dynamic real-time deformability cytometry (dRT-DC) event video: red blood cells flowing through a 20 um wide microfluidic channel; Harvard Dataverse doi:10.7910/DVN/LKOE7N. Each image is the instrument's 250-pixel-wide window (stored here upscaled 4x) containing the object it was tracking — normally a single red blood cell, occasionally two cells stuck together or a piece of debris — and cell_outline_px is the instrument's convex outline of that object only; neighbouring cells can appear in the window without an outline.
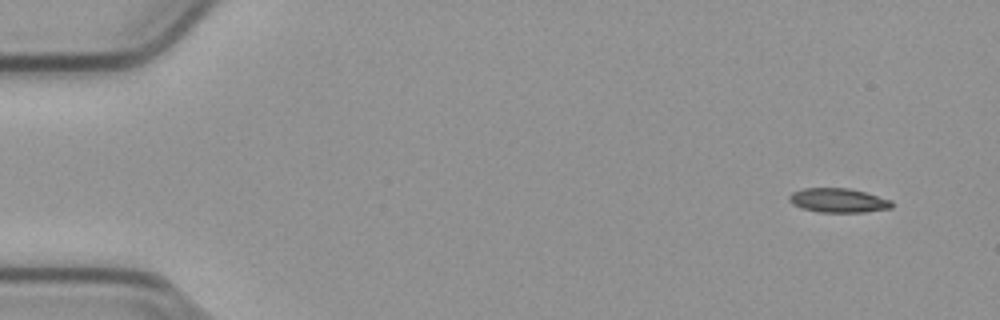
{"species": "common noctule bat (a hibernating species)", "species_latin": "Nyctalus noctula", "temperature_condition": "cold", "stored_images_in_passage": 51, "camera_frame_rate_fps": 3000, "um_per_image_px": 0.085, "animal": {"sex": "male", "body_mass_g": 23.1, "forearm_length_mm": 52.7}, "frame": {"image": 1, "passage_image": 1, "time_ms": 0.0, "image_size_px": [1000, 320], "cell_outline_px": [[892, 208], [864, 212], [820, 212], [800, 208], [792, 204], [788, 200], [788, 196], [792, 192], [804, 188], [848, 188], [864, 192], [892, 200]], "centroid_in_image_um": [71.22, 17.03], "position_along_channel_um": 13.8, "area_um2": 14.51}}
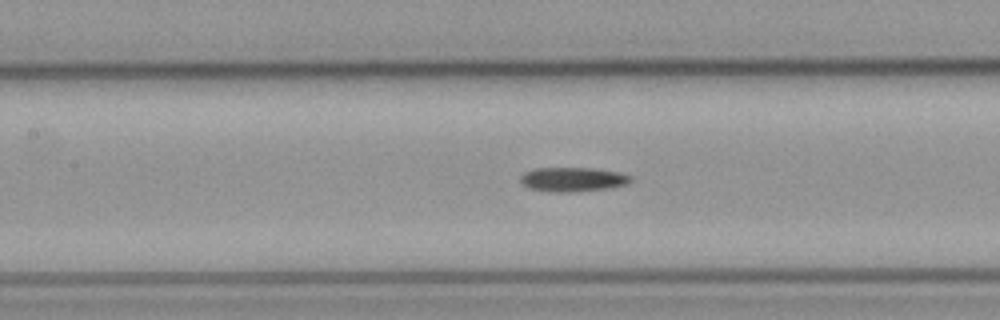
{"frame": {"image": 2, "passage_image": 22, "time_ms": 7.0, "image_size_px": [1000, 320], "cell_outline_px": [[632, 180], [628, 184], [608, 188], [568, 192], [556, 192], [528, 188], [520, 180], [520, 176], [524, 172], [532, 168], [592, 168], [620, 172], [632, 176]], "centroid_in_image_um": [48.69, 15.23], "position_along_channel_um": 158.7, "area_um2": 15.61}}
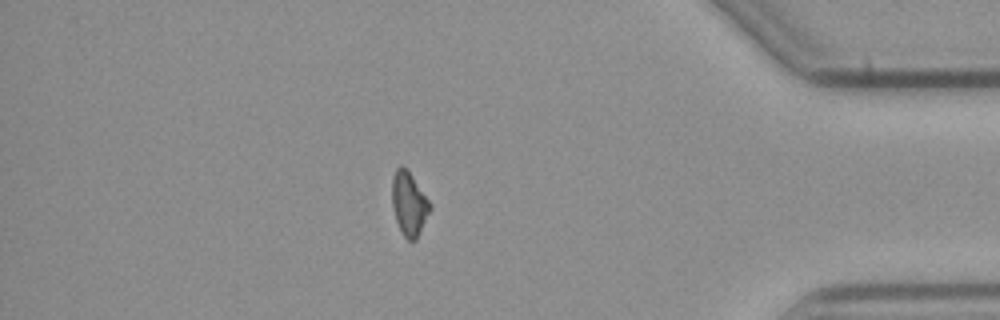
{"frame": {"image": 3, "passage_image": 44, "time_ms": 14.333, "image_size_px": [1000, 320], "cell_outline_px": [[432, 208], [416, 240], [408, 240], [400, 232], [392, 208], [392, 176], [396, 168], [400, 164], [404, 164], [408, 168], [432, 204]], "centroid_in_image_um": [34.77, 17.26], "position_along_channel_um": 400.4, "area_um2": 14.57}}